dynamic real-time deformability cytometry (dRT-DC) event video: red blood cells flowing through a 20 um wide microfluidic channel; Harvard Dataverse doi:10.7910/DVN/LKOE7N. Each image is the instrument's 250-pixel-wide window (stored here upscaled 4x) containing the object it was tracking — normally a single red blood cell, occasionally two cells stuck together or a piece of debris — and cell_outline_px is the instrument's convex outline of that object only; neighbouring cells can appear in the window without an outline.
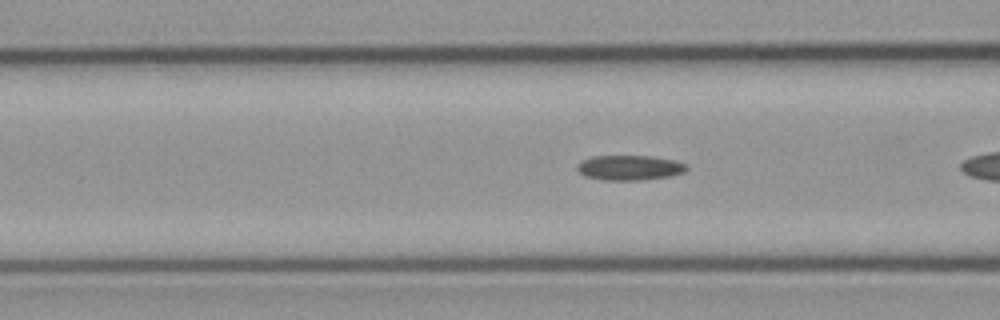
{"species": "common noctule bat (a hibernating species)", "species_latin": "Nyctalus noctula", "temperature_condition": "cold", "stored_images_in_passage": 10, "camera_frame_rate_fps": 3000, "um_per_image_px": 0.085, "animal": {"sex": "male", "body_mass_g": 23.1, "forearm_length_mm": 52.7}, "frame": {"image": 1, "passage_image": 6, "time_ms": 1.667, "image_size_px": [1000, 320], "cell_outline_px": [[688, 168], [684, 172], [672, 176], [640, 180], [604, 180], [584, 176], [576, 168], [576, 164], [580, 160], [592, 156], [652, 156], [676, 160], [684, 164]], "centroid_in_image_um": [53.49, 14.25], "position_along_channel_um": 113.1, "area_um2": 16.07}}